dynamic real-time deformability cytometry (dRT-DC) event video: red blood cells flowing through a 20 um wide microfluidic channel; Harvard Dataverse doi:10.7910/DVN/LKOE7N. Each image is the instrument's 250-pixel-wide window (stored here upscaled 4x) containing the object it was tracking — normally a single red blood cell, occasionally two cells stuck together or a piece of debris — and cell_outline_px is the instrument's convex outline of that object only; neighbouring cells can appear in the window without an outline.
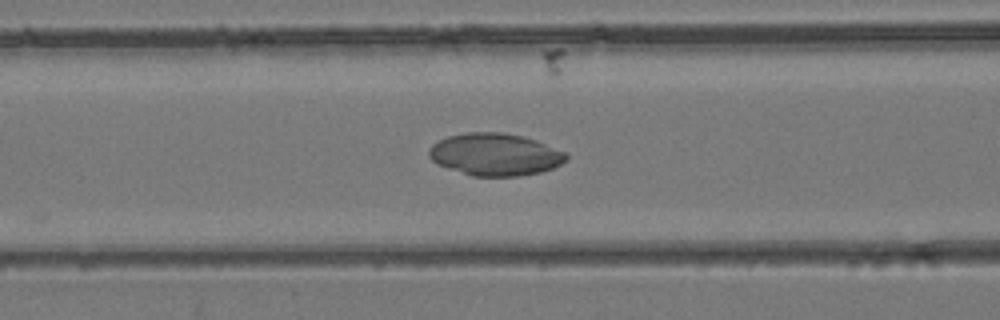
{"species": "common noctule bat (a hibernating species)", "species_latin": "Nyctalus noctula", "temperature_condition": "room temperature", "stored_images_in_passage": 25, "camera_frame_rate_fps": 3000, "um_per_image_px": 0.085, "animal": {"sex": "female", "body_mass_g": 24.6, "forearm_length_mm": 56.2}, "frame": {"image": 1, "passage_image": 8, "time_ms": 2.333, "image_size_px": [1000, 320], "cell_outline_px": [[568, 160], [552, 168], [540, 172], [520, 176], [472, 176], [436, 164], [428, 156], [428, 148], [432, 144], [448, 136], [468, 132], [504, 132], [536, 140], [564, 152], [568, 156]], "centroid_in_image_um": [42.05, 13.13], "position_along_channel_um": 124.5, "area_um2": 33.81}}
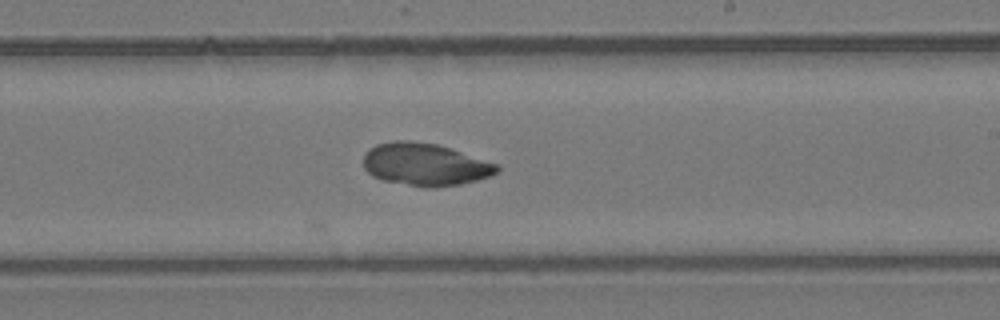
{"frame": {"image": 2, "passage_image": 16, "time_ms": 5.0, "image_size_px": [1000, 320], "cell_outline_px": [[500, 168], [492, 176], [460, 184], [436, 188], [424, 188], [384, 180], [372, 176], [364, 168], [364, 156], [368, 148], [376, 144], [392, 140], [412, 140], [436, 144], [452, 148], [496, 164]], "centroid_in_image_um": [36.11, 13.97], "position_along_channel_um": 252.9, "area_um2": 33.29}}
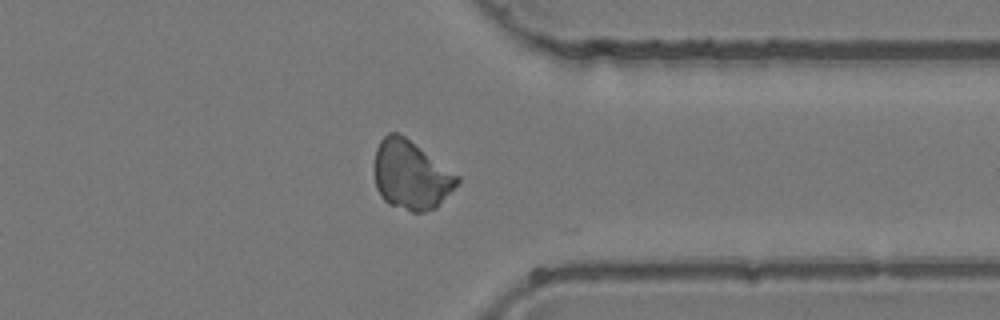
{"frame": {"image": 3, "passage_image": 24, "time_ms": 7.667, "image_size_px": [1000, 320], "cell_outline_px": [[460, 180], [436, 208], [424, 212], [412, 212], [388, 204], [380, 196], [376, 188], [376, 148], [380, 140], [388, 132], [396, 132], [404, 136], [460, 176]], "centroid_in_image_um": [34.93, 14.89], "position_along_channel_um": 376.5, "area_um2": 32.89}}